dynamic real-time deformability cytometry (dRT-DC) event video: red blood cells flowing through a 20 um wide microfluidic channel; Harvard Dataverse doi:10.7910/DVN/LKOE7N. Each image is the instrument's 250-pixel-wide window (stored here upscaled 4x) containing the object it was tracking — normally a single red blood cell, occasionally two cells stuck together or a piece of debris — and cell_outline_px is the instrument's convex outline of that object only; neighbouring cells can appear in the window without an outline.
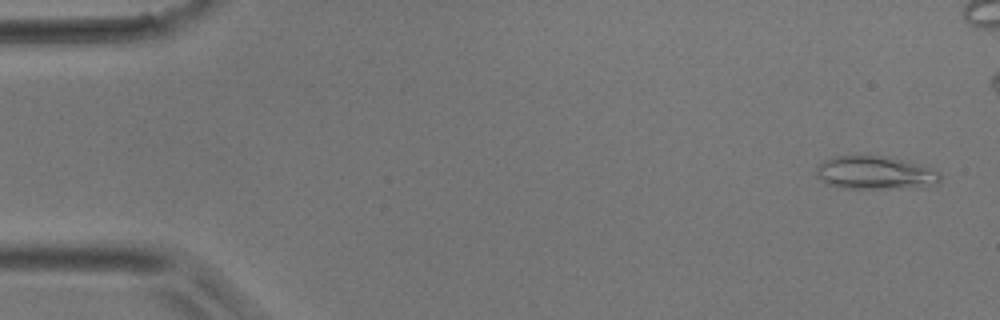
{"species": "common noctule bat (a hibernating species)", "species_latin": "Nyctalus noctula", "temperature_condition": "room temperature", "stored_images_in_passage": 47, "camera_frame_rate_fps": 3000, "um_per_image_px": 0.085, "animal": {"sex": "male", "body_mass_g": 17.9}, "frame": {"image": 1, "passage_image": 2, "time_ms": 0.333, "image_size_px": [1000, 320], "cell_outline_px": [[940, 180], [936, 184], [928, 188], [844, 188], [828, 184], [820, 180], [816, 176], [816, 164], [832, 156], [872, 156], [900, 160], [916, 164], [940, 172]], "centroid_in_image_um": [74.35, 14.71], "position_along_channel_um": 10.6, "area_um2": 23.87}}
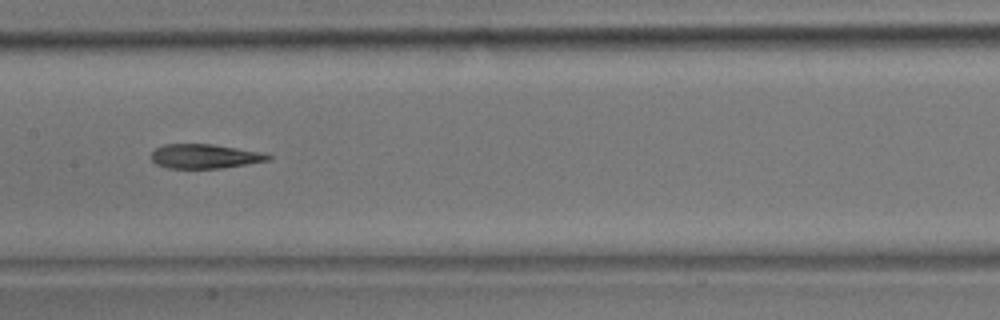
{"frame": {"image": 2, "passage_image": 23, "time_ms": 7.333, "image_size_px": [1000, 320], "cell_outline_px": [[272, 160], [220, 168], [168, 168], [156, 164], [152, 160], [152, 152], [156, 148], [164, 144], [212, 144], [264, 152], [272, 156]], "centroid_in_image_um": [17.44, 13.28], "position_along_channel_um": 190.0, "area_um2": 16.59}}
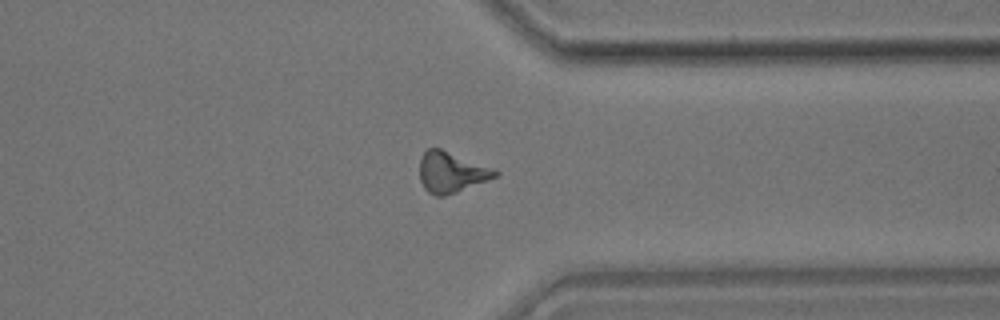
{"frame": {"image": 3, "passage_image": 36, "time_ms": 11.667, "image_size_px": [1000, 320], "cell_outline_px": [[500, 172], [496, 176], [488, 180], [456, 192], [444, 196], [436, 196], [428, 192], [424, 188], [420, 180], [420, 160], [424, 152], [428, 148], [440, 148], [492, 168]], "centroid_in_image_um": [38.33, 14.64], "position_along_channel_um": 373.1, "area_um2": 17.63}}